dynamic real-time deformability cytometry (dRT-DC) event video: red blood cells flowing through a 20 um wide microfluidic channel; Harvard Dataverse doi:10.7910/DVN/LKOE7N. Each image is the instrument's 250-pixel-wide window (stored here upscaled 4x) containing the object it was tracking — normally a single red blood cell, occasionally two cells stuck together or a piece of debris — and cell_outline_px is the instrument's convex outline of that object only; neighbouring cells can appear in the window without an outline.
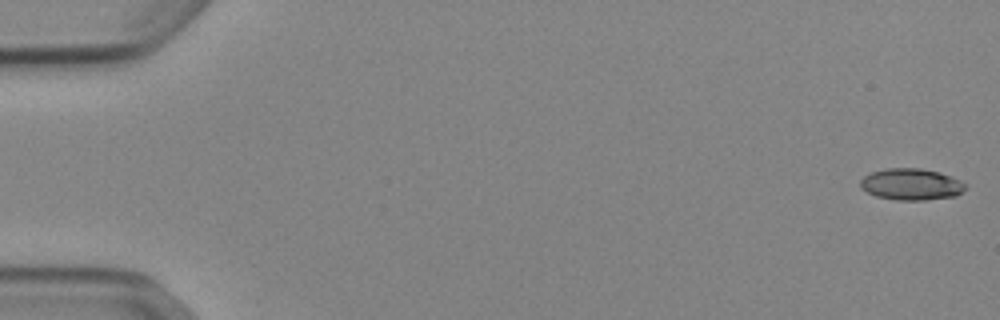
{"species": "Egyptian fruit bat (a non-hibernating species)", "species_latin": "Rousettus aegyptiacus", "temperature_condition": "cold", "stored_images_in_passage": 53, "camera_frame_rate_fps": 3000, "um_per_image_px": 0.085, "animal": {"sex": "female"}, "frame": {"image": 1, "passage_image": 1, "time_ms": 0.0, "image_size_px": [1000, 320], "cell_outline_px": [[968, 188], [956, 196], [924, 200], [896, 200], [876, 196], [860, 188], [860, 180], [864, 176], [872, 172], [884, 168], [920, 168], [940, 172], [960, 180]], "centroid_in_image_um": [77.46, 15.66], "position_along_channel_um": 7.5, "area_um2": 19.42}}
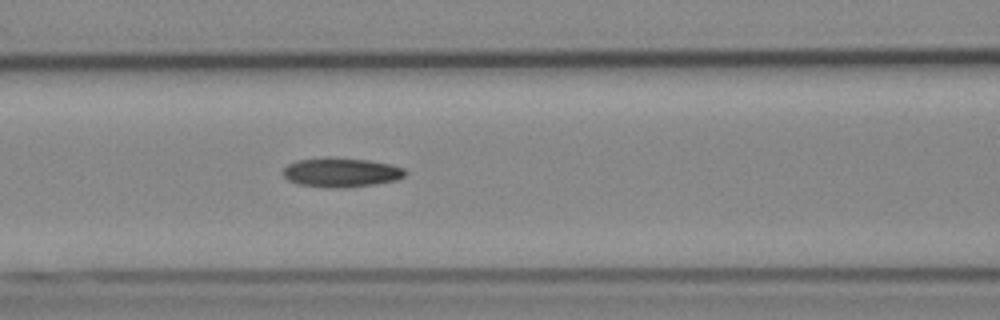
{"frame": {"image": 2, "passage_image": 23, "time_ms": 7.333, "image_size_px": [1000, 320], "cell_outline_px": [[408, 172], [404, 176], [396, 180], [376, 184], [348, 188], [328, 188], [296, 184], [288, 180], [280, 172], [288, 164], [296, 160], [328, 156], [332, 156], [368, 160], [388, 164], [404, 168]], "centroid_in_image_um": [28.95, 14.65], "position_along_channel_um": 137.6, "area_um2": 21.39}}
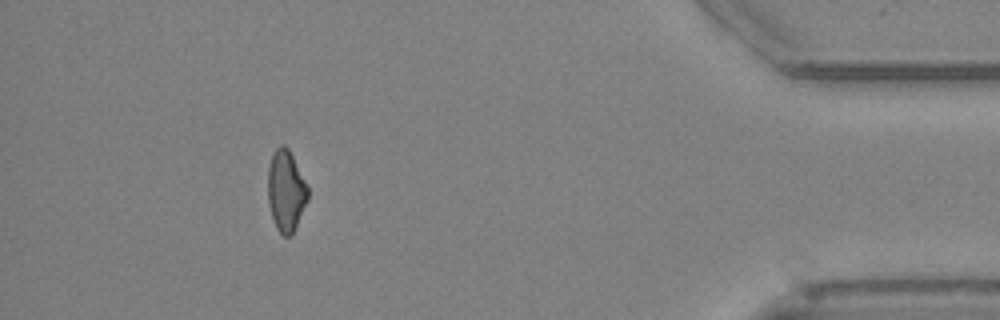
{"frame": {"image": 3, "passage_image": 48, "time_ms": 15.667, "image_size_px": [1000, 320], "cell_outline_px": [[308, 200], [292, 236], [284, 236], [276, 228], [268, 204], [268, 168], [272, 156], [276, 148], [280, 144], [284, 144], [288, 148], [308, 188]], "centroid_in_image_um": [24.3, 16.25], "position_along_channel_um": 410.9, "area_um2": 18.79}, "authors_computed_cell_mechanics": {"area_um2": 19.7676, "velocity_mm_per_s": 3.8986, "shape_relaxation_time_tau1_ms": null, "shape_relaxation_time_tau2_ms": 10.2241, "deformation_change_tau1": null, "deformation_change_tau2": 0.194}}